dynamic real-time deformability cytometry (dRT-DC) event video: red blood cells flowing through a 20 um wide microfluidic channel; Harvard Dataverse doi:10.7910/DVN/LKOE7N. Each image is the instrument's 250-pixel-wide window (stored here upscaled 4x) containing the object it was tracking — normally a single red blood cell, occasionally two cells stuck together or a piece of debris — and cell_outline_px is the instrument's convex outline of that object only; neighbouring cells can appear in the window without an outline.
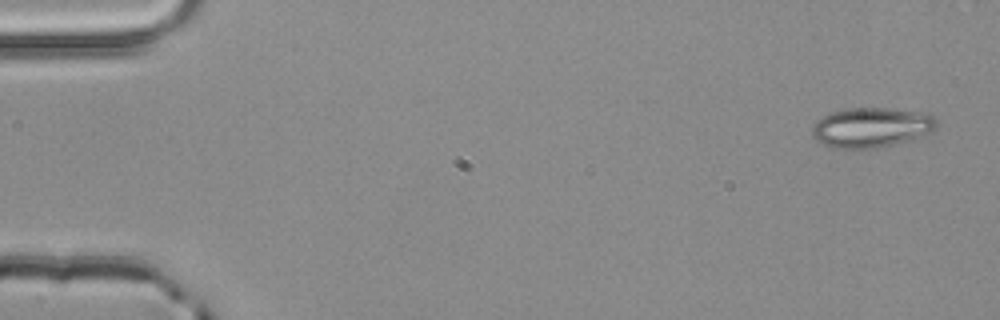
{"species": "common noctule bat (a hibernating species)", "species_latin": "Nyctalus noctula", "temperature_condition": "room temperature", "stored_images_in_passage": 4, "camera_frame_rate_fps": 3000, "um_per_image_px": 0.085, "animal": {"sex": "male", "body_mass_g": 20.4}, "frame": {"image": 1, "passage_image": 1, "time_ms": 0.0, "image_size_px": [1000, 320], "cell_outline_px": [[936, 128], [912, 140], [876, 148], [832, 148], [816, 140], [812, 136], [812, 128], [816, 120], [832, 112], [848, 108], [892, 108], [916, 112], [932, 116], [936, 120]], "centroid_in_image_um": [74.02, 10.84], "position_along_channel_um": 11.0, "area_um2": 28.67}}
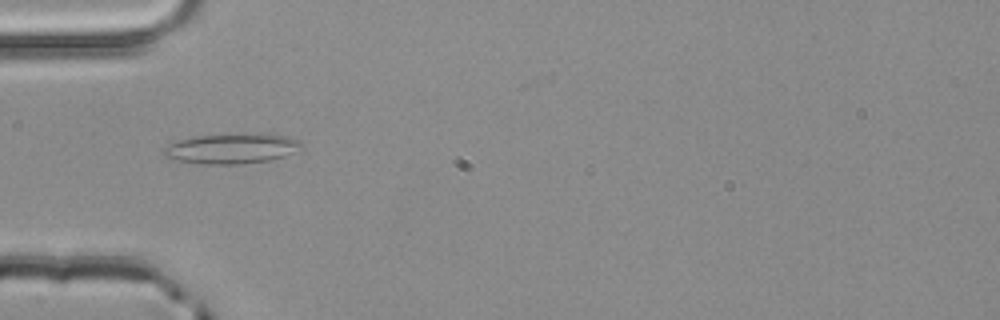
{"frame": {"image": 2, "passage_image": 4, "time_ms": 1.0, "image_size_px": [1000, 320], "cell_outline_px": [[304, 148], [284, 156], [268, 160], [240, 164], [208, 164], [172, 160], [164, 156], [160, 152], [164, 148], [180, 140], [196, 136], [260, 132], [268, 132], [288, 136], [300, 140], [304, 144]], "centroid_in_image_um": [19.77, 12.6], "position_along_channel_um": 65.2, "area_um2": 24.68}}